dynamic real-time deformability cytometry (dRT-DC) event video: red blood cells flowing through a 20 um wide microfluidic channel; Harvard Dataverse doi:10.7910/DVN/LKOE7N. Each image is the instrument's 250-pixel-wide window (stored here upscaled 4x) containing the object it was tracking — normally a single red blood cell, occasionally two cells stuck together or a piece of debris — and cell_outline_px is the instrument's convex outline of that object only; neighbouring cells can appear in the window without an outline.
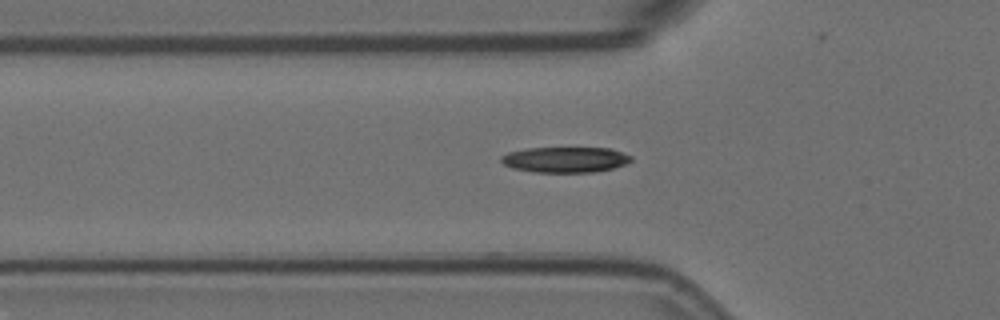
{"species": "Egyptian fruit bat (a non-hibernating species)", "species_latin": "Rousettus aegyptiacus", "temperature_condition": "room temperature", "stored_images_in_passage": 38, "camera_frame_rate_fps": 3000, "um_per_image_px": 0.085, "animal": {"sex": "female"}, "frame": {"image": 1, "passage_image": 2, "time_ms": 0.333, "image_size_px": [1000, 320], "cell_outline_px": [[632, 160], [628, 164], [596, 172], [536, 172], [512, 168], [504, 164], [500, 160], [500, 156], [508, 152], [528, 148], [612, 148], [632, 156]], "centroid_in_image_um": [48.07, 13.57], "position_along_channel_um": 77.7, "area_um2": 19.48}}
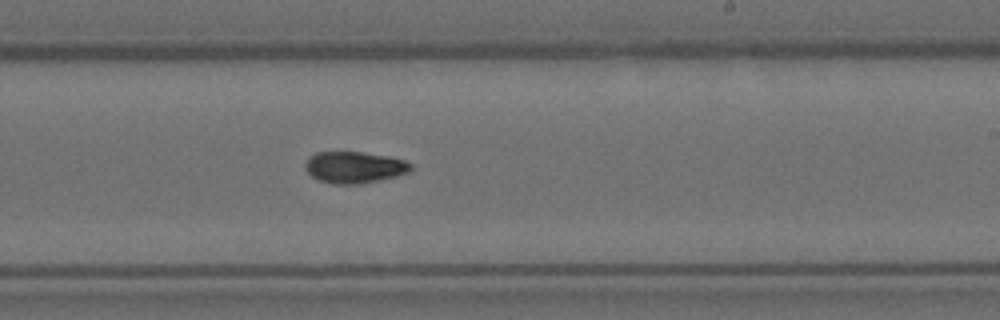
{"frame": {"image": 2, "passage_image": 17, "time_ms": 5.333, "image_size_px": [1000, 320], "cell_outline_px": [[412, 168], [408, 172], [396, 176], [380, 180], [360, 184], [332, 184], [320, 180], [312, 176], [304, 168], [304, 164], [316, 152], [360, 152], [388, 156], [404, 160], [412, 164]], "centroid_in_image_um": [30.13, 14.22], "position_along_channel_um": 258.9, "area_um2": 19.31}}
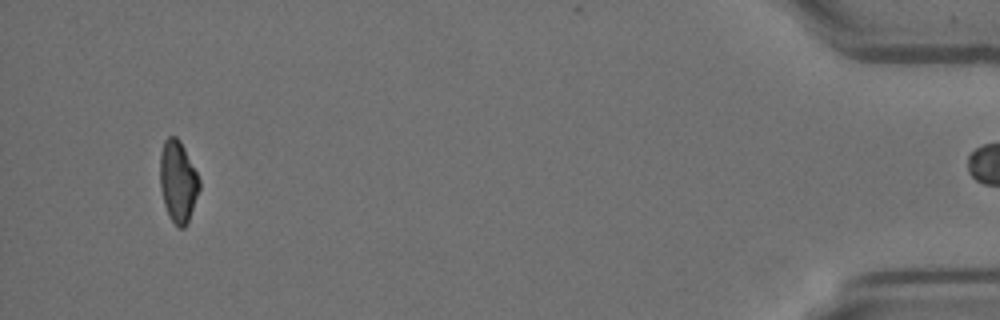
{"frame": {"image": 3, "passage_image": 37, "time_ms": 12.0, "image_size_px": [1000, 320], "cell_outline_px": [[200, 188], [188, 224], [184, 228], [180, 228], [168, 216], [164, 204], [160, 184], [160, 152], [164, 140], [168, 136], [176, 136], [180, 140], [200, 180]], "centroid_in_image_um": [15.12, 15.43], "position_along_channel_um": 420.1, "area_um2": 18.73}, "authors_computed_cell_mechanics": {"area_um2": 19.3052, "velocity_mm_per_s": 3.609, "shape_relaxation_time_tau1_ms": 3.6679, "shape_relaxation_time_tau2_ms": 7.6322, "deformation_change_tau1": 0.1565, "deformation_change_tau2": 0.1065}}